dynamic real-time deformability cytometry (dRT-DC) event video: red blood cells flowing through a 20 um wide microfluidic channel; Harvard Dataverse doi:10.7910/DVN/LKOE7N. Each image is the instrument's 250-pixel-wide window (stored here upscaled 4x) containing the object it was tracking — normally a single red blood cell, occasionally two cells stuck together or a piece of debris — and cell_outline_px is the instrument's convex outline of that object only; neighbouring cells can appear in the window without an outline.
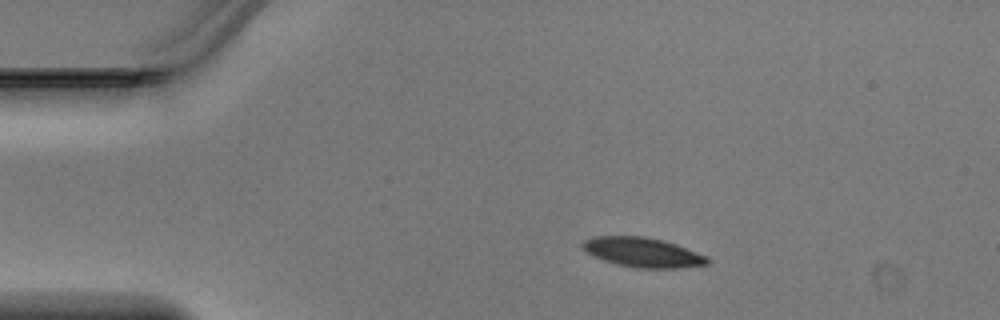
{"species": "Egyptian fruit bat (a non-hibernating species)", "species_latin": "Rousettus aegyptiacus", "temperature_condition": "warm", "stored_images_in_passage": 46, "camera_frame_rate_fps": 3000, "um_per_image_px": 0.085, "animal": {"sex": "male"}, "frame": {"image": 1, "passage_image": 8, "time_ms": 2.333, "image_size_px": [1000, 320], "cell_outline_px": [[712, 260], [708, 264], [680, 268], [640, 268], [616, 264], [604, 260], [588, 252], [580, 244], [584, 240], [592, 236], [644, 236], [664, 240], [676, 244], [708, 256]], "centroid_in_image_um": [54.68, 21.44], "position_along_channel_um": 30.3, "area_um2": 21.56}}
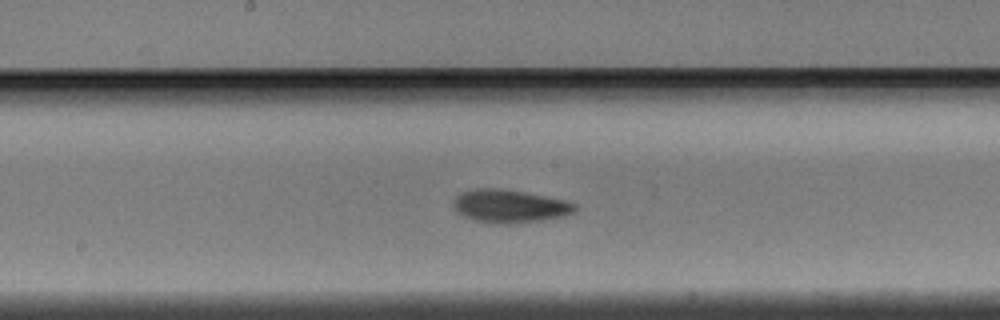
{"frame": {"image": 2, "passage_image": 24, "time_ms": 7.667, "image_size_px": [1000, 320], "cell_outline_px": [[576, 208], [572, 212], [564, 216], [540, 220], [504, 224], [500, 224], [476, 220], [464, 216], [456, 212], [452, 208], [452, 204], [456, 196], [472, 188], [504, 188], [568, 200], [576, 204]], "centroid_in_image_um": [43.3, 17.5], "position_along_channel_um": 204.9, "area_um2": 23.47}}
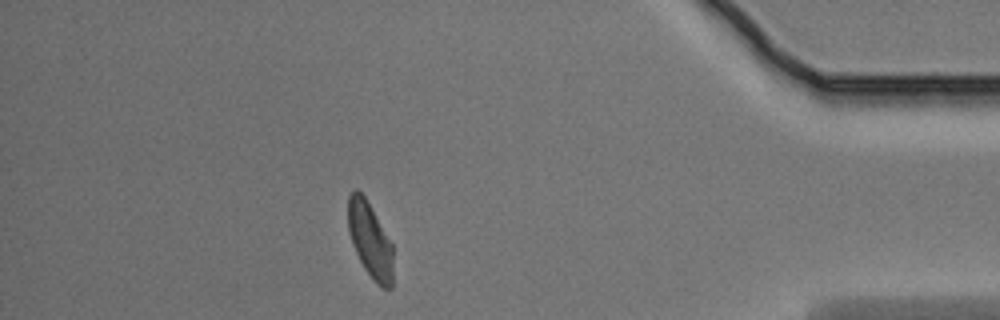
{"frame": {"image": 3, "passage_image": 41, "time_ms": 13.333, "image_size_px": [1000, 320], "cell_outline_px": [[392, 288], [384, 288], [376, 284], [364, 268], [352, 244], [348, 232], [348, 196], [356, 188], [364, 196], [392, 244]], "centroid_in_image_um": [31.44, 20.42], "position_along_channel_um": 403.8, "area_um2": 19.48}}